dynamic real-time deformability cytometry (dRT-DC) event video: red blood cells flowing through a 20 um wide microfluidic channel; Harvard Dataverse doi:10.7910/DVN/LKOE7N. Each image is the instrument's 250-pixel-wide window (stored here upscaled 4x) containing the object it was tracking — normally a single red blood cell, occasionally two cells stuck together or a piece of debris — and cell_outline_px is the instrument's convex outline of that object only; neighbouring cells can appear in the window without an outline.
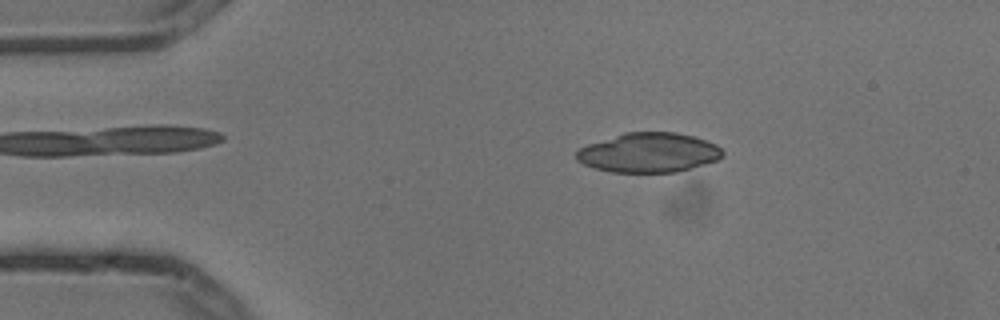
{"species": "common noctule bat (a hibernating species)", "species_latin": "Nyctalus noctula", "temperature_condition": "cold", "stored_images_in_passage": 3, "camera_frame_rate_fps": 3000, "um_per_image_px": 0.085, "animal": {"sex": "male", "body_mass_g": 13.3}, "frame": {"image": 1, "passage_image": 1, "time_ms": 0.0, "image_size_px": [1000, 320], "cell_outline_px": [[724, 156], [716, 160], [704, 164], [676, 172], [612, 172], [596, 168], [584, 164], [576, 160], [576, 152], [580, 148], [588, 144], [624, 132], [676, 132], [692, 136], [716, 144], [724, 152]], "centroid_in_image_um": [55.14, 12.97], "position_along_channel_um": 29.9, "area_um2": 33.52}}